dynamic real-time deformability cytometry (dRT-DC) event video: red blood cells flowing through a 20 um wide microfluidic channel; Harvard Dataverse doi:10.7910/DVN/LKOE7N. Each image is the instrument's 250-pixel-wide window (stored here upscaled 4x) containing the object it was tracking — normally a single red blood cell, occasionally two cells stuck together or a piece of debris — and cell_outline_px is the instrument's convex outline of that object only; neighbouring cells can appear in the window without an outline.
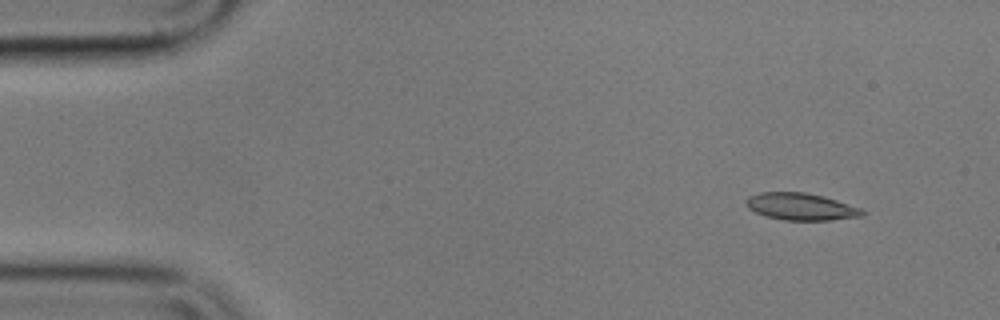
{"species": "common noctule bat (a hibernating species)", "species_latin": "Nyctalus noctula", "temperature_condition": "cold", "stored_images_in_passage": 51, "camera_frame_rate_fps": 3000, "um_per_image_px": 0.085, "animal": {"sex": "male", "body_mass_g": 17.9}, "frame": {"image": 1, "passage_image": 1, "time_ms": 0.0, "image_size_px": [1000, 320], "cell_outline_px": [[864, 216], [832, 220], [784, 220], [764, 216], [748, 208], [744, 200], [748, 196], [760, 192], [804, 192], [824, 196], [860, 208], [864, 212]], "centroid_in_image_um": [68.04, 17.56], "position_along_channel_um": 17.0, "area_um2": 18.38}}
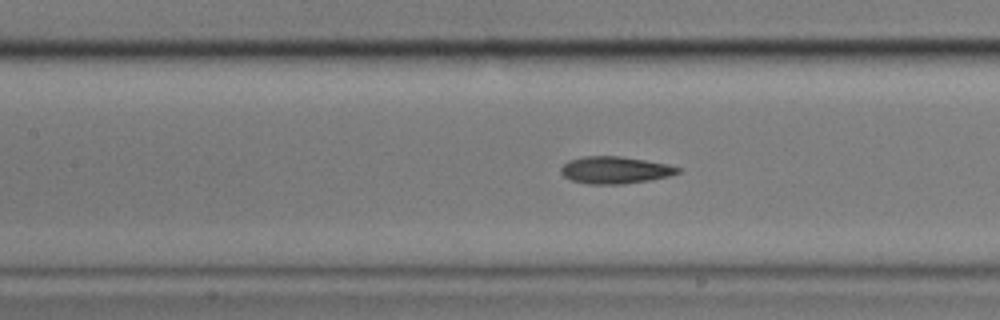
{"frame": {"image": 2, "passage_image": 20, "time_ms": 6.333, "image_size_px": [1000, 320], "cell_outline_px": [[680, 172], [668, 176], [648, 180], [624, 184], [588, 184], [572, 180], [564, 176], [560, 172], [560, 168], [568, 160], [584, 156], [620, 156], [668, 164], [680, 168]], "centroid_in_image_um": [52.25, 14.45], "position_along_channel_um": 155.2, "area_um2": 18.38}}
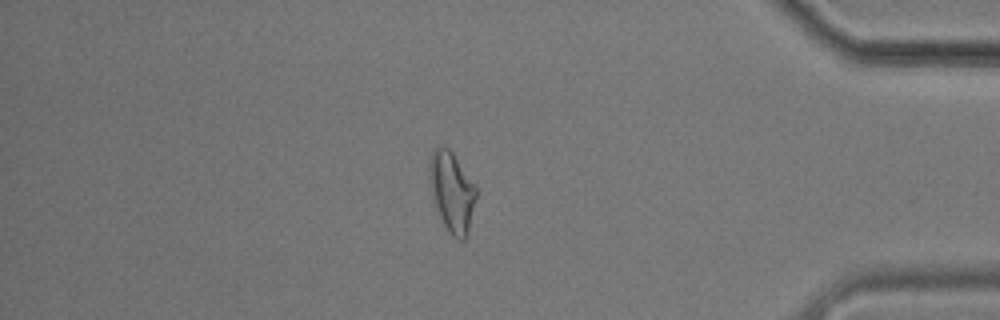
{"frame": {"image": 3, "passage_image": 43, "time_ms": 14.0, "image_size_px": [1000, 320], "cell_outline_px": [[476, 196], [468, 236], [464, 240], [456, 240], [448, 232], [436, 208], [432, 196], [428, 176], [428, 164], [432, 152], [440, 144], [448, 148], [452, 152], [476, 188]], "centroid_in_image_um": [38.39, 16.33], "position_along_channel_um": 396.8, "area_um2": 21.79}, "authors_computed_cell_mechanics": {"area_um2": 18.6116, "velocity_mm_per_s": 3.5842, "shape_relaxation_time_tau1_ms": 3.3688, "shape_relaxation_time_tau2_ms": 2.5739, "deformation_change_tau1": 0.1366, "deformation_change_tau2": 0.0836}}